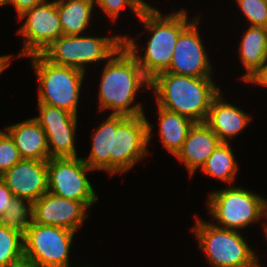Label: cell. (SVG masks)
I'll list each match as a JSON object with an SVG mask.
<instances>
[{
	"mask_svg": "<svg viewBox=\"0 0 267 267\" xmlns=\"http://www.w3.org/2000/svg\"><path fill=\"white\" fill-rule=\"evenodd\" d=\"M96 0H56L63 35H83L92 23Z\"/></svg>",
	"mask_w": 267,
	"mask_h": 267,
	"instance_id": "cell-20",
	"label": "cell"
},
{
	"mask_svg": "<svg viewBox=\"0 0 267 267\" xmlns=\"http://www.w3.org/2000/svg\"><path fill=\"white\" fill-rule=\"evenodd\" d=\"M5 129L13 138L22 159L47 161L50 158L46 133L34 117Z\"/></svg>",
	"mask_w": 267,
	"mask_h": 267,
	"instance_id": "cell-17",
	"label": "cell"
},
{
	"mask_svg": "<svg viewBox=\"0 0 267 267\" xmlns=\"http://www.w3.org/2000/svg\"><path fill=\"white\" fill-rule=\"evenodd\" d=\"M75 233L32 221L23 235L24 257L36 267H69V253Z\"/></svg>",
	"mask_w": 267,
	"mask_h": 267,
	"instance_id": "cell-8",
	"label": "cell"
},
{
	"mask_svg": "<svg viewBox=\"0 0 267 267\" xmlns=\"http://www.w3.org/2000/svg\"><path fill=\"white\" fill-rule=\"evenodd\" d=\"M37 104L40 114L34 118L38 121L41 127L77 125L78 123V116L65 109L52 107L42 103Z\"/></svg>",
	"mask_w": 267,
	"mask_h": 267,
	"instance_id": "cell-26",
	"label": "cell"
},
{
	"mask_svg": "<svg viewBox=\"0 0 267 267\" xmlns=\"http://www.w3.org/2000/svg\"><path fill=\"white\" fill-rule=\"evenodd\" d=\"M199 15L180 35L166 72L196 78L212 77L213 68L198 29Z\"/></svg>",
	"mask_w": 267,
	"mask_h": 267,
	"instance_id": "cell-12",
	"label": "cell"
},
{
	"mask_svg": "<svg viewBox=\"0 0 267 267\" xmlns=\"http://www.w3.org/2000/svg\"><path fill=\"white\" fill-rule=\"evenodd\" d=\"M77 125L42 127L47 136L50 158L77 157L75 148Z\"/></svg>",
	"mask_w": 267,
	"mask_h": 267,
	"instance_id": "cell-23",
	"label": "cell"
},
{
	"mask_svg": "<svg viewBox=\"0 0 267 267\" xmlns=\"http://www.w3.org/2000/svg\"><path fill=\"white\" fill-rule=\"evenodd\" d=\"M96 5L112 22L119 17L124 6L130 7L129 10H132L137 18L150 6L145 0H96Z\"/></svg>",
	"mask_w": 267,
	"mask_h": 267,
	"instance_id": "cell-27",
	"label": "cell"
},
{
	"mask_svg": "<svg viewBox=\"0 0 267 267\" xmlns=\"http://www.w3.org/2000/svg\"><path fill=\"white\" fill-rule=\"evenodd\" d=\"M209 194L207 209L217 227L239 231L266 219L267 199L253 191L233 185Z\"/></svg>",
	"mask_w": 267,
	"mask_h": 267,
	"instance_id": "cell-5",
	"label": "cell"
},
{
	"mask_svg": "<svg viewBox=\"0 0 267 267\" xmlns=\"http://www.w3.org/2000/svg\"><path fill=\"white\" fill-rule=\"evenodd\" d=\"M94 171L82 158L47 160L48 192L61 198L84 202L89 208L98 197L86 173Z\"/></svg>",
	"mask_w": 267,
	"mask_h": 267,
	"instance_id": "cell-10",
	"label": "cell"
},
{
	"mask_svg": "<svg viewBox=\"0 0 267 267\" xmlns=\"http://www.w3.org/2000/svg\"><path fill=\"white\" fill-rule=\"evenodd\" d=\"M243 34L238 56L246 69L241 79L247 82L267 59V28L249 25Z\"/></svg>",
	"mask_w": 267,
	"mask_h": 267,
	"instance_id": "cell-19",
	"label": "cell"
},
{
	"mask_svg": "<svg viewBox=\"0 0 267 267\" xmlns=\"http://www.w3.org/2000/svg\"><path fill=\"white\" fill-rule=\"evenodd\" d=\"M122 45L123 35H62L42 55L51 63L69 66L86 73L89 64L108 60Z\"/></svg>",
	"mask_w": 267,
	"mask_h": 267,
	"instance_id": "cell-7",
	"label": "cell"
},
{
	"mask_svg": "<svg viewBox=\"0 0 267 267\" xmlns=\"http://www.w3.org/2000/svg\"><path fill=\"white\" fill-rule=\"evenodd\" d=\"M23 257V234L0 224V267H5Z\"/></svg>",
	"mask_w": 267,
	"mask_h": 267,
	"instance_id": "cell-25",
	"label": "cell"
},
{
	"mask_svg": "<svg viewBox=\"0 0 267 267\" xmlns=\"http://www.w3.org/2000/svg\"><path fill=\"white\" fill-rule=\"evenodd\" d=\"M24 24L17 30L23 36V47L16 58L42 54L55 40L63 35L55 1H47L25 10L18 16Z\"/></svg>",
	"mask_w": 267,
	"mask_h": 267,
	"instance_id": "cell-11",
	"label": "cell"
},
{
	"mask_svg": "<svg viewBox=\"0 0 267 267\" xmlns=\"http://www.w3.org/2000/svg\"><path fill=\"white\" fill-rule=\"evenodd\" d=\"M153 125L145 114L127 116L113 130L112 153H110V174L125 173L146 155L152 137Z\"/></svg>",
	"mask_w": 267,
	"mask_h": 267,
	"instance_id": "cell-9",
	"label": "cell"
},
{
	"mask_svg": "<svg viewBox=\"0 0 267 267\" xmlns=\"http://www.w3.org/2000/svg\"><path fill=\"white\" fill-rule=\"evenodd\" d=\"M84 202L61 198L46 192L32 204V221L76 232L88 217Z\"/></svg>",
	"mask_w": 267,
	"mask_h": 267,
	"instance_id": "cell-13",
	"label": "cell"
},
{
	"mask_svg": "<svg viewBox=\"0 0 267 267\" xmlns=\"http://www.w3.org/2000/svg\"><path fill=\"white\" fill-rule=\"evenodd\" d=\"M245 83H254L262 87H267V59L254 75Z\"/></svg>",
	"mask_w": 267,
	"mask_h": 267,
	"instance_id": "cell-32",
	"label": "cell"
},
{
	"mask_svg": "<svg viewBox=\"0 0 267 267\" xmlns=\"http://www.w3.org/2000/svg\"><path fill=\"white\" fill-rule=\"evenodd\" d=\"M8 5V0H0V7Z\"/></svg>",
	"mask_w": 267,
	"mask_h": 267,
	"instance_id": "cell-36",
	"label": "cell"
},
{
	"mask_svg": "<svg viewBox=\"0 0 267 267\" xmlns=\"http://www.w3.org/2000/svg\"><path fill=\"white\" fill-rule=\"evenodd\" d=\"M110 114L92 133L91 151L84 162L94 171L104 170L110 174V153H112L113 130L126 118Z\"/></svg>",
	"mask_w": 267,
	"mask_h": 267,
	"instance_id": "cell-18",
	"label": "cell"
},
{
	"mask_svg": "<svg viewBox=\"0 0 267 267\" xmlns=\"http://www.w3.org/2000/svg\"><path fill=\"white\" fill-rule=\"evenodd\" d=\"M187 12L185 8H180L178 12L164 15L150 5L138 18L150 35L143 55L139 54L140 48H137L135 39L123 35V45L133 54L150 80L169 69L179 35L199 16L189 20Z\"/></svg>",
	"mask_w": 267,
	"mask_h": 267,
	"instance_id": "cell-1",
	"label": "cell"
},
{
	"mask_svg": "<svg viewBox=\"0 0 267 267\" xmlns=\"http://www.w3.org/2000/svg\"><path fill=\"white\" fill-rule=\"evenodd\" d=\"M101 73L99 111L110 110V114L123 116L145 114L143 105L134 101L141 87L150 89L151 80L124 45L107 60Z\"/></svg>",
	"mask_w": 267,
	"mask_h": 267,
	"instance_id": "cell-2",
	"label": "cell"
},
{
	"mask_svg": "<svg viewBox=\"0 0 267 267\" xmlns=\"http://www.w3.org/2000/svg\"><path fill=\"white\" fill-rule=\"evenodd\" d=\"M21 159L13 138L0 130V176Z\"/></svg>",
	"mask_w": 267,
	"mask_h": 267,
	"instance_id": "cell-29",
	"label": "cell"
},
{
	"mask_svg": "<svg viewBox=\"0 0 267 267\" xmlns=\"http://www.w3.org/2000/svg\"><path fill=\"white\" fill-rule=\"evenodd\" d=\"M0 224L24 235L32 224V203L13 196L9 209L0 216Z\"/></svg>",
	"mask_w": 267,
	"mask_h": 267,
	"instance_id": "cell-24",
	"label": "cell"
},
{
	"mask_svg": "<svg viewBox=\"0 0 267 267\" xmlns=\"http://www.w3.org/2000/svg\"><path fill=\"white\" fill-rule=\"evenodd\" d=\"M5 267H36L32 262H30L27 258L23 257L20 260L11 263Z\"/></svg>",
	"mask_w": 267,
	"mask_h": 267,
	"instance_id": "cell-33",
	"label": "cell"
},
{
	"mask_svg": "<svg viewBox=\"0 0 267 267\" xmlns=\"http://www.w3.org/2000/svg\"><path fill=\"white\" fill-rule=\"evenodd\" d=\"M266 220H267V211H266ZM262 225H263L264 235L266 236L265 238H267V221H264Z\"/></svg>",
	"mask_w": 267,
	"mask_h": 267,
	"instance_id": "cell-35",
	"label": "cell"
},
{
	"mask_svg": "<svg viewBox=\"0 0 267 267\" xmlns=\"http://www.w3.org/2000/svg\"><path fill=\"white\" fill-rule=\"evenodd\" d=\"M197 219L192 228L211 267H260L258 255L249 247L239 231L217 227L204 221L195 214Z\"/></svg>",
	"mask_w": 267,
	"mask_h": 267,
	"instance_id": "cell-4",
	"label": "cell"
},
{
	"mask_svg": "<svg viewBox=\"0 0 267 267\" xmlns=\"http://www.w3.org/2000/svg\"><path fill=\"white\" fill-rule=\"evenodd\" d=\"M159 115V135L165 149L175 156L181 149L187 134L194 122L177 112L157 106Z\"/></svg>",
	"mask_w": 267,
	"mask_h": 267,
	"instance_id": "cell-21",
	"label": "cell"
},
{
	"mask_svg": "<svg viewBox=\"0 0 267 267\" xmlns=\"http://www.w3.org/2000/svg\"><path fill=\"white\" fill-rule=\"evenodd\" d=\"M45 0H8V4L14 6L17 16L21 15L25 10L44 2Z\"/></svg>",
	"mask_w": 267,
	"mask_h": 267,
	"instance_id": "cell-31",
	"label": "cell"
},
{
	"mask_svg": "<svg viewBox=\"0 0 267 267\" xmlns=\"http://www.w3.org/2000/svg\"><path fill=\"white\" fill-rule=\"evenodd\" d=\"M13 193L0 178V216L9 209Z\"/></svg>",
	"mask_w": 267,
	"mask_h": 267,
	"instance_id": "cell-30",
	"label": "cell"
},
{
	"mask_svg": "<svg viewBox=\"0 0 267 267\" xmlns=\"http://www.w3.org/2000/svg\"><path fill=\"white\" fill-rule=\"evenodd\" d=\"M220 143L218 136L205 122H195L189 129L181 149L174 157L185 165L192 177Z\"/></svg>",
	"mask_w": 267,
	"mask_h": 267,
	"instance_id": "cell-15",
	"label": "cell"
},
{
	"mask_svg": "<svg viewBox=\"0 0 267 267\" xmlns=\"http://www.w3.org/2000/svg\"><path fill=\"white\" fill-rule=\"evenodd\" d=\"M235 159L230 143H220L201 167V171L224 183H232L239 169Z\"/></svg>",
	"mask_w": 267,
	"mask_h": 267,
	"instance_id": "cell-22",
	"label": "cell"
},
{
	"mask_svg": "<svg viewBox=\"0 0 267 267\" xmlns=\"http://www.w3.org/2000/svg\"><path fill=\"white\" fill-rule=\"evenodd\" d=\"M213 77L196 78L170 72L157 74L151 80L157 106L205 122L213 99L221 92Z\"/></svg>",
	"mask_w": 267,
	"mask_h": 267,
	"instance_id": "cell-3",
	"label": "cell"
},
{
	"mask_svg": "<svg viewBox=\"0 0 267 267\" xmlns=\"http://www.w3.org/2000/svg\"><path fill=\"white\" fill-rule=\"evenodd\" d=\"M251 116L234 104L225 101L220 92L212 101L205 123L221 143H229L249 125Z\"/></svg>",
	"mask_w": 267,
	"mask_h": 267,
	"instance_id": "cell-16",
	"label": "cell"
},
{
	"mask_svg": "<svg viewBox=\"0 0 267 267\" xmlns=\"http://www.w3.org/2000/svg\"><path fill=\"white\" fill-rule=\"evenodd\" d=\"M250 26L267 28V0H236Z\"/></svg>",
	"mask_w": 267,
	"mask_h": 267,
	"instance_id": "cell-28",
	"label": "cell"
},
{
	"mask_svg": "<svg viewBox=\"0 0 267 267\" xmlns=\"http://www.w3.org/2000/svg\"><path fill=\"white\" fill-rule=\"evenodd\" d=\"M12 55H0V72H3L11 64Z\"/></svg>",
	"mask_w": 267,
	"mask_h": 267,
	"instance_id": "cell-34",
	"label": "cell"
},
{
	"mask_svg": "<svg viewBox=\"0 0 267 267\" xmlns=\"http://www.w3.org/2000/svg\"><path fill=\"white\" fill-rule=\"evenodd\" d=\"M0 178L14 196L32 204L48 192L47 161L21 159Z\"/></svg>",
	"mask_w": 267,
	"mask_h": 267,
	"instance_id": "cell-14",
	"label": "cell"
},
{
	"mask_svg": "<svg viewBox=\"0 0 267 267\" xmlns=\"http://www.w3.org/2000/svg\"><path fill=\"white\" fill-rule=\"evenodd\" d=\"M39 82L38 102L62 108L78 115V104L84 72L51 63L42 54L28 56Z\"/></svg>",
	"mask_w": 267,
	"mask_h": 267,
	"instance_id": "cell-6",
	"label": "cell"
}]
</instances>
